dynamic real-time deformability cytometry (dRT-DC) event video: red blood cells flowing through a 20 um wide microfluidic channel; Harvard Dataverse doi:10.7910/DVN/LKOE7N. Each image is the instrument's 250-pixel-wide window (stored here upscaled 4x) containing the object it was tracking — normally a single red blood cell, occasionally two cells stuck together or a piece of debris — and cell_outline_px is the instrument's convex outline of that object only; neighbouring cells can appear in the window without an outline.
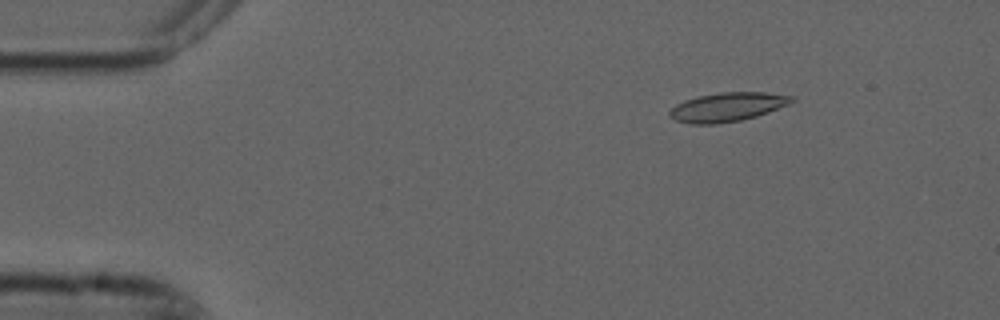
{"species": "common noctule bat (a hibernating species)", "species_latin": "Nyctalus noctula", "temperature_condition": "cold", "stored_images_in_passage": 7, "camera_frame_rate_fps": 3000, "um_per_image_px": 0.085, "animal": {"sex": "male", "forearm_length_mm": 52.5}, "frame": {"image": 1, "passage_image": 1, "time_ms": 0.0, "image_size_px": [1000, 320], "cell_outline_px": [[796, 100], [788, 104], [768, 112], [756, 116], [740, 120], [716, 124], [692, 124], [676, 120], [668, 116], [668, 112], [676, 104], [684, 100], [696, 96], [720, 92], [764, 92], [796, 96]], "centroid_in_image_um": [61.82, 9.08], "position_along_channel_um": 23.2, "area_um2": 20.69}}
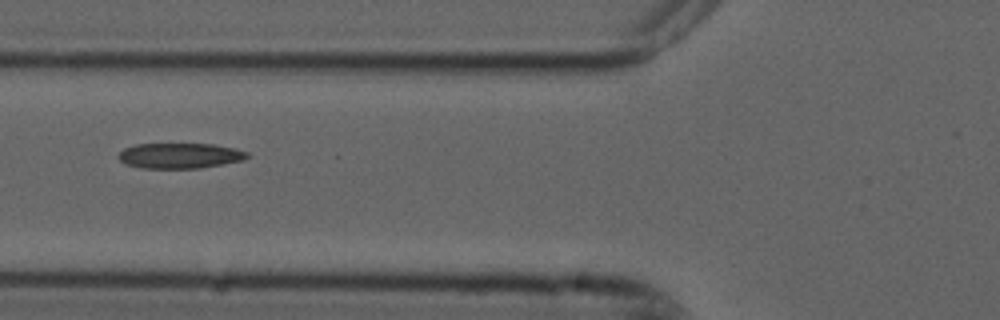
{"frame": {"image": 2, "passage_image": 5, "time_ms": 1.333, "image_size_px": [1000, 320], "cell_outline_px": [[252, 156], [244, 160], [224, 164], [200, 168], [140, 168], [124, 164], [116, 156], [124, 148], [136, 144], [212, 144], [236, 148], [248, 152]], "centroid_in_image_um": [15.31, 13.23], "position_along_channel_um": 110.5, "area_um2": 19.31}}
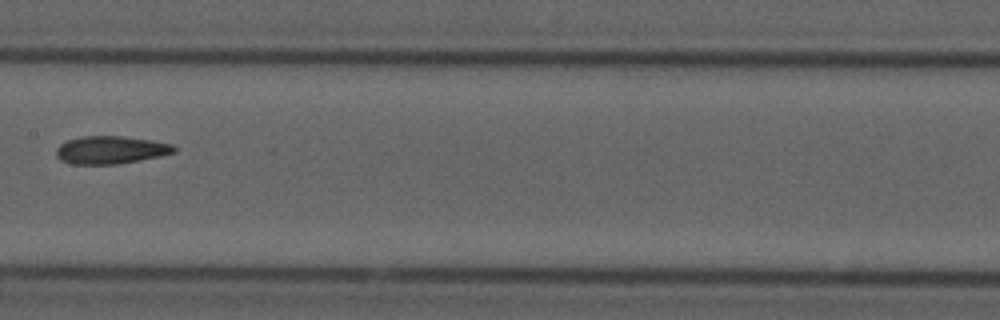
{"frame": {"image": 3, "passage_image": 7, "time_ms": 2.0, "image_size_px": [1000, 320], "cell_outline_px": [[176, 152], [160, 156], [140, 160], [116, 164], [72, 164], [60, 160], [56, 156], [56, 148], [60, 144], [68, 140], [80, 136], [124, 136], [152, 140], [172, 144], [176, 148]], "centroid_in_image_um": [9.4, 12.74], "position_along_channel_um": 198.0, "area_um2": 19.19}}